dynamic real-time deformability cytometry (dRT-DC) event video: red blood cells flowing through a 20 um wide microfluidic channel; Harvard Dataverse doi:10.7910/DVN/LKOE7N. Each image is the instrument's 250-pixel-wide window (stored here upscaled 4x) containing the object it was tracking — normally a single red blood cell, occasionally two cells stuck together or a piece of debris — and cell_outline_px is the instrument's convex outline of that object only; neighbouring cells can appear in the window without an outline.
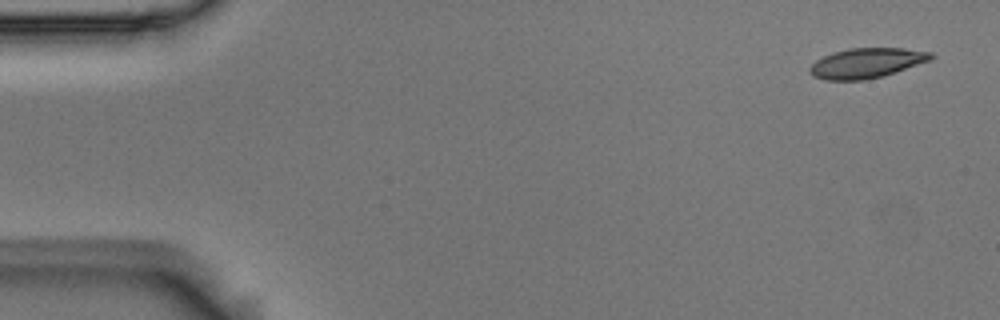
{"species": "Egyptian fruit bat (a non-hibernating species)", "species_latin": "Rousettus aegyptiacus", "temperature_condition": "room temperature", "stored_images_in_passage": 6, "camera_frame_rate_fps": 3000, "um_per_image_px": 0.085, "animal": {"sex": "male"}, "frame": {"image": 1, "passage_image": 1, "time_ms": 0.0, "image_size_px": [1000, 320], "cell_outline_px": [[936, 56], [932, 60], [884, 76], [864, 80], [824, 80], [812, 76], [808, 68], [816, 60], [832, 52], [848, 48], [904, 48], [932, 52]], "centroid_in_image_um": [73.68, 5.36], "position_along_channel_um": 11.3, "area_um2": 21.44}}
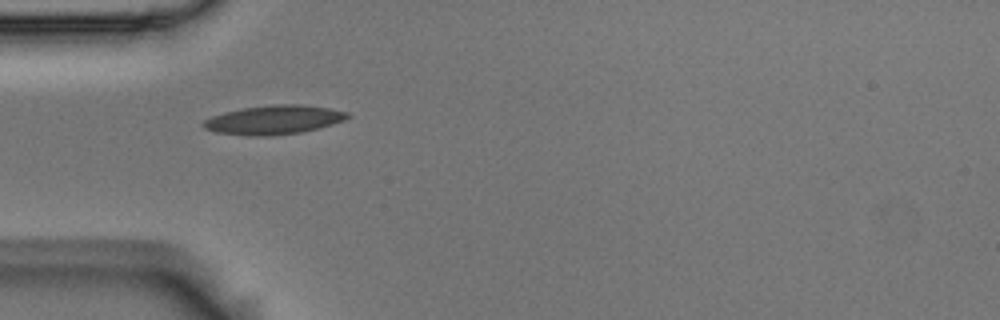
{"frame": {"image": 2, "passage_image": 5, "time_ms": 1.333, "image_size_px": [1000, 320], "cell_outline_px": [[352, 116], [344, 120], [332, 124], [300, 132], [272, 136], [248, 136], [216, 132], [204, 128], [200, 124], [204, 120], [212, 116], [244, 108], [276, 104], [300, 104], [328, 108], [348, 112]], "centroid_in_image_um": [23.27, 10.19], "position_along_channel_um": 61.7, "area_um2": 24.16}}
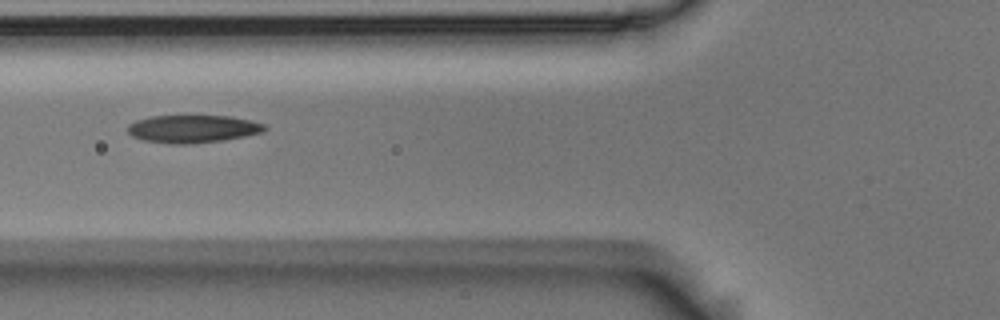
{"frame": {"image": 3, "passage_image": 6, "time_ms": 1.667, "image_size_px": [1000, 320], "cell_outline_px": [[268, 128], [264, 132], [224, 140], [192, 144], [172, 144], [144, 140], [132, 136], [128, 132], [128, 124], [136, 120], [152, 116], [228, 116], [248, 120], [264, 124]], "centroid_in_image_um": [16.38, 10.96], "position_along_channel_um": 109.4, "area_um2": 22.08}}